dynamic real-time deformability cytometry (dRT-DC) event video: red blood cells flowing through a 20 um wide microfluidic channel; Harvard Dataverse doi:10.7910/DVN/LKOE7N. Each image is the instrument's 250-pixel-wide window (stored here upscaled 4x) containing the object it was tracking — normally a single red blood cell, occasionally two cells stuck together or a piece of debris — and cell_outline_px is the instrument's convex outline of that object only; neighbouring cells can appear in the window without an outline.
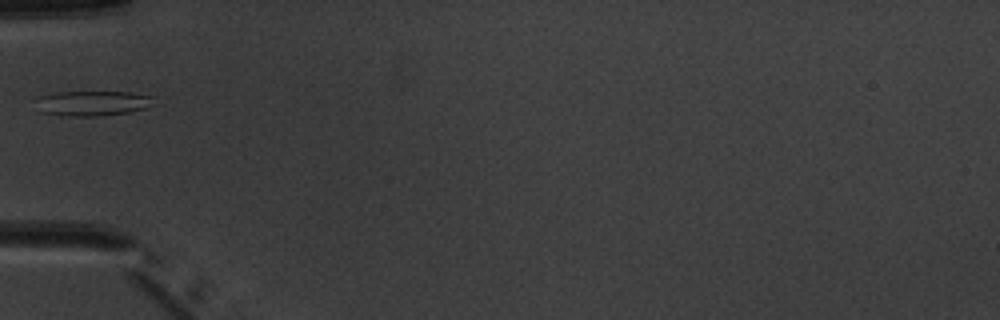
{"species": "common noctule bat (a hibernating species)", "species_latin": "Nyctalus noctula", "temperature_condition": "warm", "stored_images_in_passage": 1, "camera_frame_rate_fps": 3000, "um_per_image_px": 0.085, "animal": {"sex": "male", "body_mass_g": 20.1, "forearm_length_mm": 53.5}, "frame": {"image": 1, "passage_image": 1, "time_ms": 0.0, "image_size_px": [1000, 320], "cell_outline_px": [[156, 104], [144, 108], [128, 112], [100, 116], [68, 116], [44, 112], [40, 96], [56, 92], [132, 92], [156, 96]], "centroid_in_image_um": [8.08, 8.76], "position_along_channel_um": 76.9, "area_um2": 16.88}}